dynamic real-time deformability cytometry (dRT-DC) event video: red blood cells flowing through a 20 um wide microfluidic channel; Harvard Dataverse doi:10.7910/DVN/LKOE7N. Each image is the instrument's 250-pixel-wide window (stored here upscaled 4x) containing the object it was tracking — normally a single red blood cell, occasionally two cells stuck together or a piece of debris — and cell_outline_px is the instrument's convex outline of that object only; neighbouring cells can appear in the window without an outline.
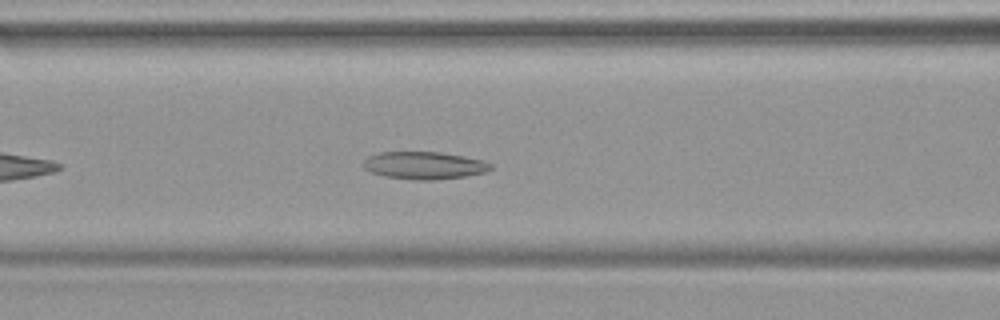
{"species": "common noctule bat (a hibernating species)", "species_latin": "Nyctalus noctula", "temperature_condition": "warm", "stored_images_in_passage": 37, "camera_frame_rate_fps": 3000, "um_per_image_px": 0.085, "animal": {"sex": "female", "body_mass_g": 19.9}, "frame": {"image": 1, "passage_image": 9, "time_ms": 2.667, "image_size_px": [1000, 320], "cell_outline_px": [[492, 168], [488, 172], [464, 176], [432, 180], [412, 180], [384, 176], [372, 172], [364, 168], [364, 160], [368, 156], [380, 152], [440, 152], [464, 156], [484, 160], [492, 164]], "centroid_in_image_um": [36.09, 14.06], "position_along_channel_um": 130.5, "area_um2": 20.46}}
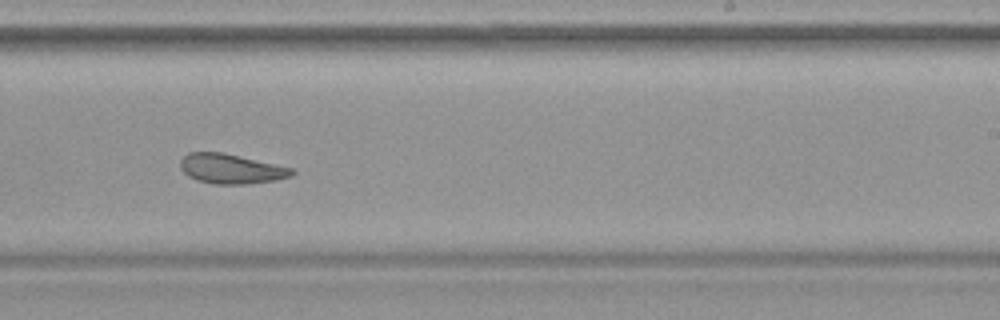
{"frame": {"image": 2, "passage_image": 19, "time_ms": 6.0, "image_size_px": [1000, 320], "cell_outline_px": [[296, 172], [292, 176], [276, 180], [248, 184], [212, 184], [196, 180], [188, 176], [180, 168], [180, 160], [188, 152], [224, 152], [292, 168]], "centroid_in_image_um": [19.63, 14.35], "position_along_channel_um": 269.4, "area_um2": 19.48}}
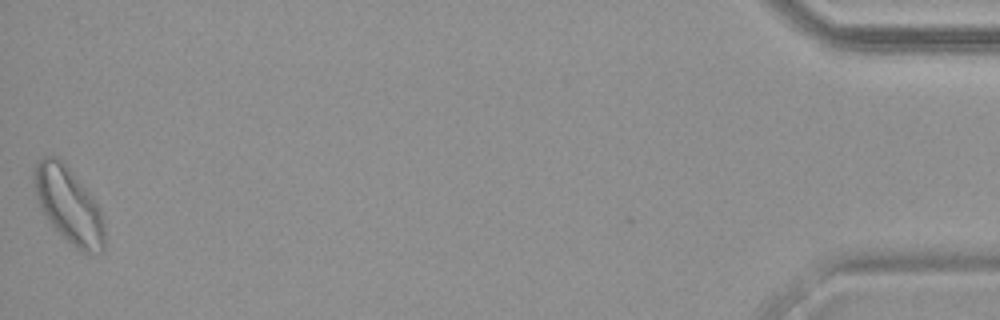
{"frame": {"image": 3, "passage_image": 37, "time_ms": 12.0, "image_size_px": [1000, 320], "cell_outline_px": [[104, 248], [100, 252], [80, 252], [48, 220], [36, 196], [32, 180], [32, 172], [36, 160], [44, 156], [56, 156], [64, 160], [92, 196], [100, 208], [104, 220]], "centroid_in_image_um": [5.83, 17.36], "position_along_channel_um": 429.4, "area_um2": 31.21}}